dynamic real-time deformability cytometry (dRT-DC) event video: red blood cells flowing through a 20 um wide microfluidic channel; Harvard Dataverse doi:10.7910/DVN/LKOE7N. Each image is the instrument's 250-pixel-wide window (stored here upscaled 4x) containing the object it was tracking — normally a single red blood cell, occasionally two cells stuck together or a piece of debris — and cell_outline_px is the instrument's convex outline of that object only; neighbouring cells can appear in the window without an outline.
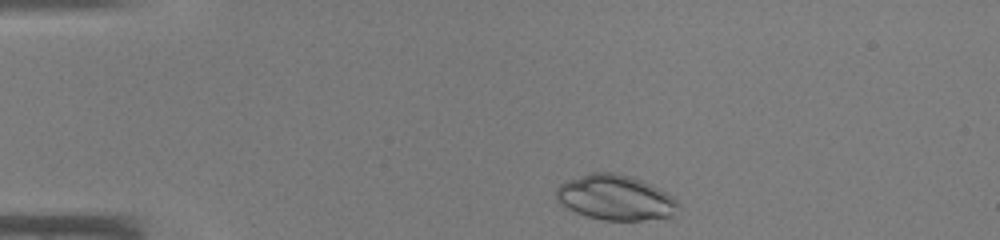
{"species": "common noctule bat (a hibernating species)", "species_latin": "Nyctalus noctula", "temperature_condition": "warm", "stored_images_in_passage": 37, "camera_frame_rate_fps": 3000, "um_per_image_px": 0.085, "animal": {"sex": "male", "body_mass_g": 19.0, "forearm_length_mm": 50.8}, "frame": {"image": 1, "passage_image": 1, "time_ms": 0.0, "image_size_px": [1000, 240], "cell_outline_px": [[680, 204], [676, 216], [640, 220], [604, 220], [588, 216], [564, 208], [556, 200], [556, 188], [560, 184], [568, 180], [592, 172], [612, 172], [632, 176], [672, 196]], "centroid_in_image_um": [52.29, 16.81], "position_along_channel_um": 32.7, "area_um2": 32.02}}
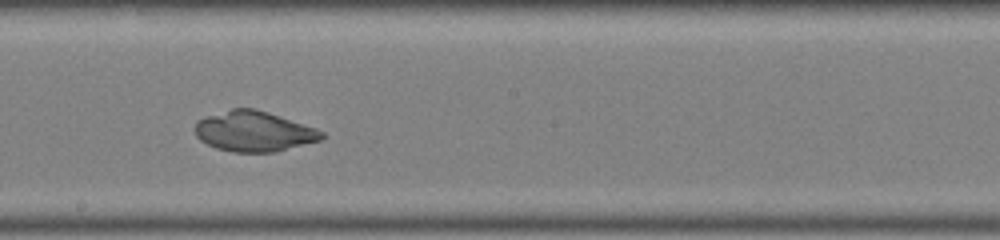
{"frame": {"image": 2, "passage_image": 18, "time_ms": 5.667, "image_size_px": [1000, 240], "cell_outline_px": [[324, 136], [320, 140], [276, 152], [232, 152], [216, 148], [200, 140], [196, 136], [196, 120], [204, 116], [232, 108], [256, 108], [316, 128], [324, 132]], "centroid_in_image_um": [21.56, 11.16], "position_along_channel_um": 226.6, "area_um2": 29.82}}
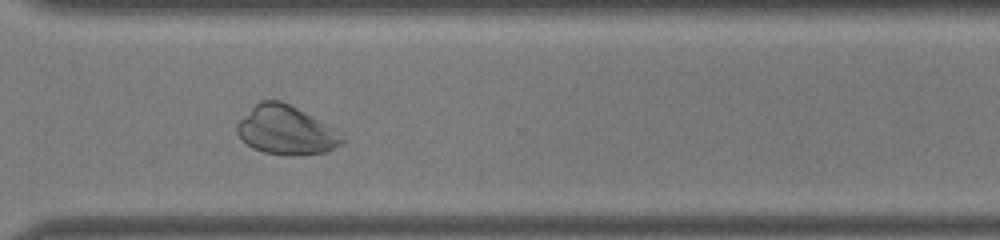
{"frame": {"image": 3, "passage_image": 26, "time_ms": 8.333, "image_size_px": [1000, 240], "cell_outline_px": [[344, 140], [340, 144], [328, 152], [296, 156], [288, 156], [264, 152], [252, 148], [236, 132], [236, 124], [260, 100], [280, 100], [296, 108], [332, 128]], "centroid_in_image_um": [24.27, 11.1], "position_along_channel_um": 346.3, "area_um2": 29.25}}